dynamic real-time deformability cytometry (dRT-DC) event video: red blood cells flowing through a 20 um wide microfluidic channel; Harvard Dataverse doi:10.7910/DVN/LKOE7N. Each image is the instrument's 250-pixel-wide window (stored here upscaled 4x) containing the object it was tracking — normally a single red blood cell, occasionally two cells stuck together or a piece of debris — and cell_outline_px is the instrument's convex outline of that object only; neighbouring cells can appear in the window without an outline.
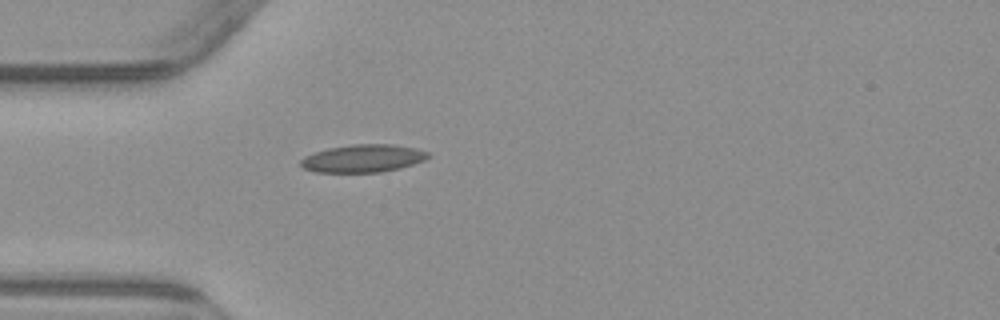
{"species": "common noctule bat (a hibernating species)", "species_latin": "Nyctalus noctula", "temperature_condition": "warm", "stored_images_in_passage": 1, "camera_frame_rate_fps": 3000, "um_per_image_px": 0.085, "animal": {"sex": "male", "body_mass_g": 23.1, "forearm_length_mm": 52.7}, "frame": {"image": 1, "passage_image": 1, "time_ms": 0.0, "image_size_px": [1000, 320], "cell_outline_px": [[428, 156], [424, 160], [400, 168], [380, 172], [316, 172], [304, 168], [300, 164], [300, 160], [304, 156], [328, 148], [352, 144], [392, 144], [416, 148], [428, 152]], "centroid_in_image_um": [30.84, 13.46], "position_along_channel_um": 54.2, "area_um2": 20.46}}